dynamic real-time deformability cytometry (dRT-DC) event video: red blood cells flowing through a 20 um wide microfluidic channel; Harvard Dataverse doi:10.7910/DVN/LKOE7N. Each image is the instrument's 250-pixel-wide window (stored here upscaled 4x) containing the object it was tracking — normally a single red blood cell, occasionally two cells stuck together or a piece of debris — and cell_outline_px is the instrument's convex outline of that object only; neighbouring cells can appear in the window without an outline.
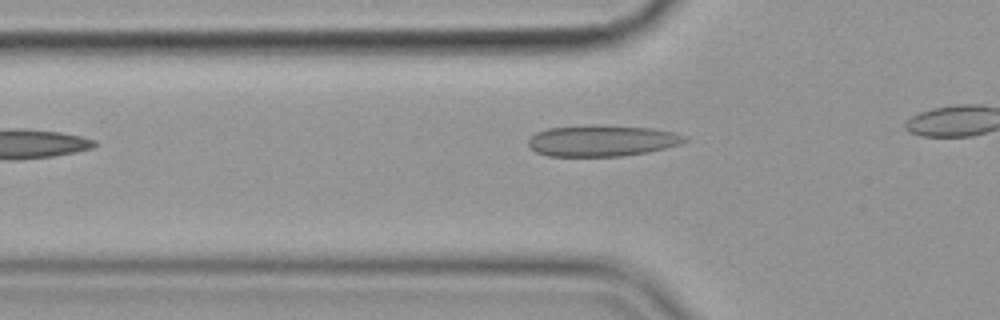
{"species": "common noctule bat (a hibernating species)", "species_latin": "Nyctalus noctula", "temperature_condition": "cold", "stored_images_in_passage": 10, "camera_frame_rate_fps": 3000, "um_per_image_px": 0.085, "animal": {"sex": "female", "body_mass_g": 19.9}, "frame": {"image": 1, "passage_image": 4, "time_ms": 1.0, "image_size_px": [1000, 320], "cell_outline_px": [[688, 140], [680, 144], [648, 152], [620, 156], [548, 156], [536, 152], [528, 144], [528, 140], [536, 132], [548, 128], [596, 124], [652, 128], [676, 132], [688, 136]], "centroid_in_image_um": [51.2, 11.95], "position_along_channel_um": 74.6, "area_um2": 28.67}}
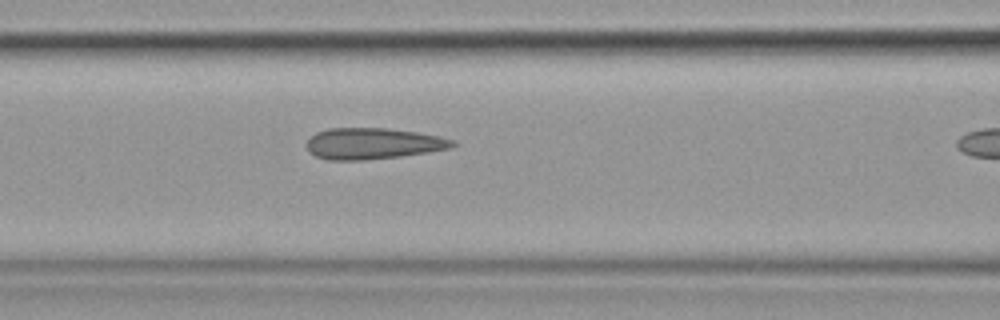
{"frame": {"image": 2, "passage_image": 9, "time_ms": 2.667, "image_size_px": [1000, 320], "cell_outline_px": [[456, 144], [452, 148], [428, 152], [400, 156], [364, 160], [328, 160], [316, 156], [308, 148], [308, 140], [316, 132], [328, 128], [388, 128], [416, 132], [440, 136], [456, 140]], "centroid_in_image_um": [31.75, 12.2], "position_along_channel_um": 134.9, "area_um2": 26.47}}